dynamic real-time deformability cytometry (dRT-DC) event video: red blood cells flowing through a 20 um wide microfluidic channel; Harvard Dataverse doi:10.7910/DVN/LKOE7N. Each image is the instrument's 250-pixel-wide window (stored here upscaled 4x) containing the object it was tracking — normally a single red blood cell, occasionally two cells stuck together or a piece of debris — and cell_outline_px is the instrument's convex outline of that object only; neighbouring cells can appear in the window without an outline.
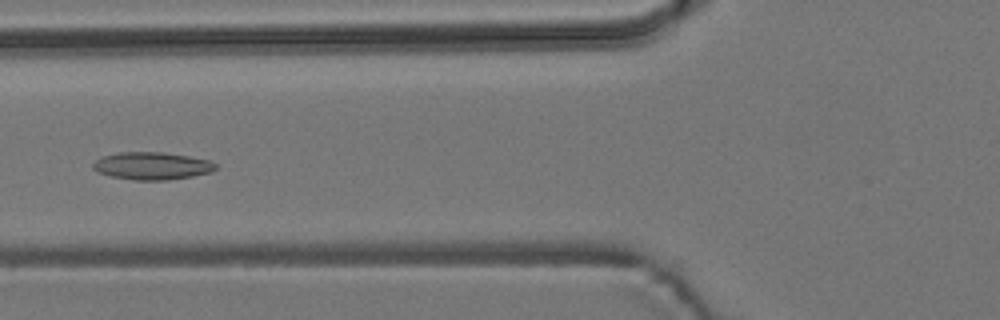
{"species": "common noctule bat (a hibernating species)", "species_latin": "Nyctalus noctula", "temperature_condition": "room temperature", "stored_images_in_passage": 7, "camera_frame_rate_fps": 3000, "um_per_image_px": 0.085, "animal": {"sex": "male", "body_mass_g": 19.2, "forearm_length_mm": 51.8}, "frame": {"image": 1, "passage_image": 3, "time_ms": 4.667, "image_size_px": [1000, 320], "cell_outline_px": [[216, 168], [212, 172], [192, 176], [168, 180], [132, 180], [112, 176], [96, 172], [92, 168], [92, 164], [96, 160], [104, 156], [120, 152], [164, 152], [188, 156], [208, 160], [216, 164]], "centroid_in_image_um": [12.91, 14.1], "position_along_channel_um": 112.9, "area_um2": 19.65}}
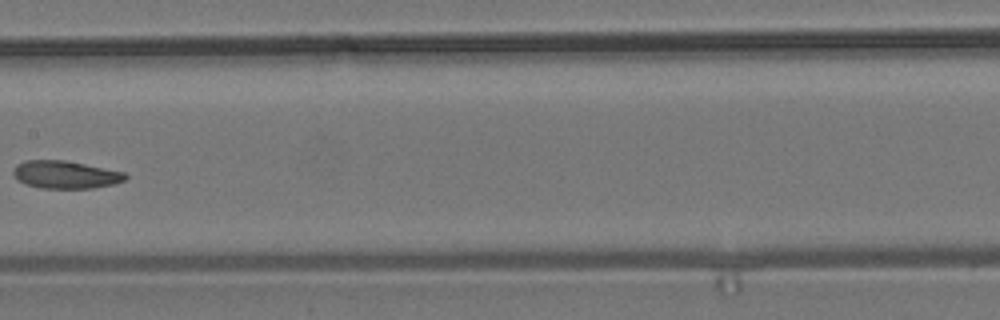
{"frame": {"image": 2, "passage_image": 5, "time_ms": 7.0, "image_size_px": [1000, 320], "cell_outline_px": [[128, 176], [124, 180], [112, 184], [92, 188], [40, 188], [24, 184], [16, 180], [12, 172], [12, 168], [16, 164], [24, 160], [64, 160], [124, 172]], "centroid_in_image_um": [5.48, 14.84], "position_along_channel_um": 201.9, "area_um2": 18.15}}
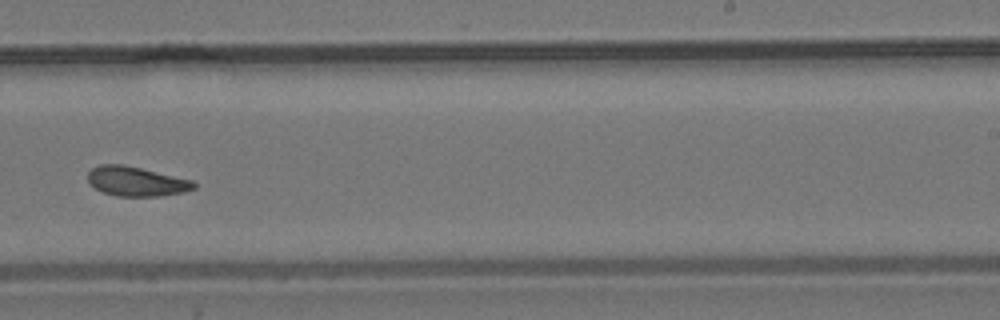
{"frame": {"image": 3, "passage_image": 7, "time_ms": 9.0, "image_size_px": [1000, 320], "cell_outline_px": [[196, 188], [184, 192], [160, 196], [116, 196], [104, 192], [96, 188], [88, 180], [88, 172], [92, 168], [100, 164], [120, 164], [140, 168], [192, 180], [196, 184]], "centroid_in_image_um": [11.59, 15.42], "position_along_channel_um": 277.4, "area_um2": 18.03}}